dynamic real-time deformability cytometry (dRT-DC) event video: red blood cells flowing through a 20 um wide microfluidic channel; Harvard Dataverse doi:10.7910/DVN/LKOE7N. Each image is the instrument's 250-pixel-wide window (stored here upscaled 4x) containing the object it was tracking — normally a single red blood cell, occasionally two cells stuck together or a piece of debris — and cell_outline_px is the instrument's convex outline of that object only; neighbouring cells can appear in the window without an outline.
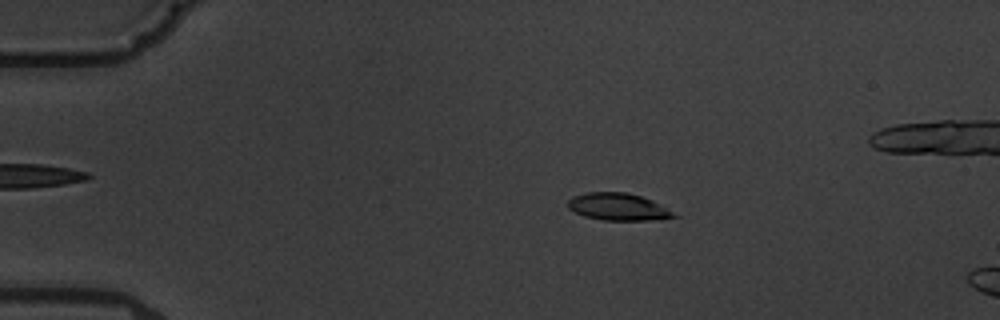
{"species": "common noctule bat (a hibernating species)", "species_latin": "Nyctalus noctula", "temperature_condition": "warm", "stored_images_in_passage": 5, "camera_frame_rate_fps": 3000, "um_per_image_px": 0.085, "animal": {"sex": "male", "body_mass_g": 19.5, "forearm_length_mm": 54.6}, "frame": {"image": 1, "passage_image": 3, "time_ms": 2.333, "image_size_px": [1000, 320], "cell_outline_px": [[680, 216], [652, 220], [604, 220], [584, 216], [568, 208], [568, 200], [572, 196], [588, 192], [628, 192], [652, 200]], "centroid_in_image_um": [52.53, 17.57], "position_along_channel_um": 32.5, "area_um2": 16.7}}